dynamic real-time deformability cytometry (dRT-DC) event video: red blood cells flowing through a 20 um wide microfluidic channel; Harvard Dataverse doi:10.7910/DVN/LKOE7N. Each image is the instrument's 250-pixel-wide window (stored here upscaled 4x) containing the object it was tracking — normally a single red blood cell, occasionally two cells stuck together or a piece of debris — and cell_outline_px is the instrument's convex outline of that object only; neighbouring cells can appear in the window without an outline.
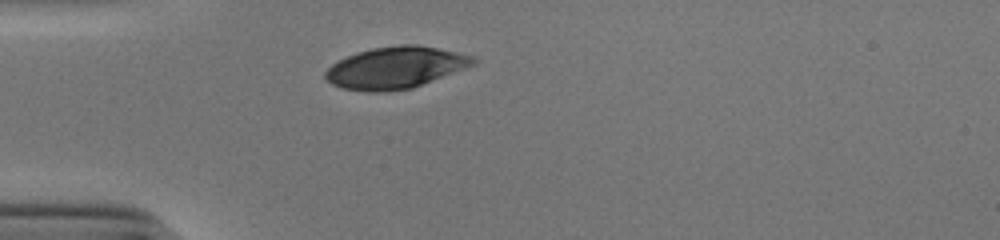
{"species": "human", "species_latin": "Homo sapiens", "temperature_condition": "cold", "stored_images_in_passage": 28, "camera_frame_rate_fps": 3000, "um_per_image_px": 0.085, "donor": {"sex": "male"}, "frame": {"image": 1, "passage_image": 1, "time_ms": 0.0, "image_size_px": [1000, 240], "cell_outline_px": [[480, 60], [476, 64], [412, 88], [380, 92], [368, 92], [344, 88], [332, 84], [324, 76], [324, 72], [332, 64], [356, 52], [372, 48], [400, 44], [416, 44], [476, 56]], "centroid_in_image_um": [33.65, 5.74], "position_along_channel_um": 51.4, "area_um2": 35.89}}
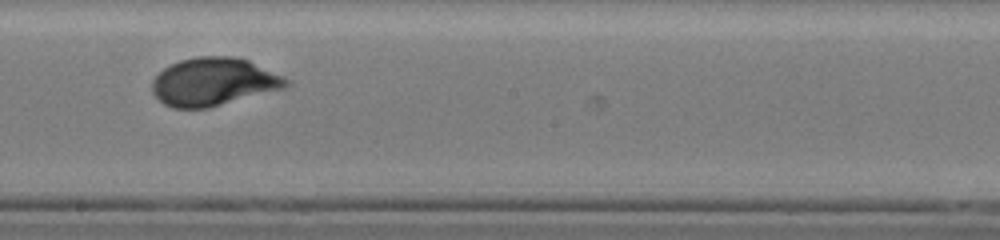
{"frame": {"image": 2, "passage_image": 16, "time_ms": 5.0, "image_size_px": [1000, 240], "cell_outline_px": [[288, 84], [284, 88], [208, 108], [172, 108], [164, 104], [152, 92], [152, 80], [164, 68], [180, 60], [196, 56], [232, 56], [248, 60], [284, 76], [288, 80]], "centroid_in_image_um": [18.14, 6.95], "position_along_channel_um": 230.1, "area_um2": 37.28}}
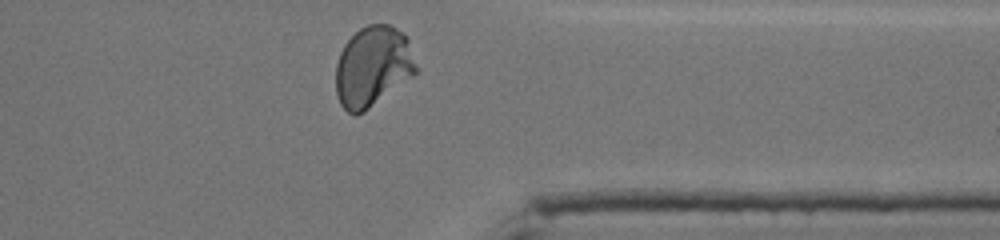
{"frame": {"image": 3, "passage_image": 28, "time_ms": 9.0, "image_size_px": [1000, 240], "cell_outline_px": [[416, 72], [412, 76], [364, 112], [356, 116], [348, 112], [340, 104], [336, 92], [336, 64], [340, 52], [344, 44], [360, 28], [368, 24], [388, 24], [396, 28], [408, 36], [416, 68]], "centroid_in_image_um": [31.67, 5.65], "position_along_channel_um": 379.7, "area_um2": 37.51}, "authors_computed_cell_mechanics": {"area_um2": 36.703, "velocity_mm_per_s": 3.8682, "shape_relaxation_time_tau1_ms": 3.6208, "shape_relaxation_time_tau2_ms": null, "deformation_change_tau1": 0.1609, "deformation_change_tau2": null}}